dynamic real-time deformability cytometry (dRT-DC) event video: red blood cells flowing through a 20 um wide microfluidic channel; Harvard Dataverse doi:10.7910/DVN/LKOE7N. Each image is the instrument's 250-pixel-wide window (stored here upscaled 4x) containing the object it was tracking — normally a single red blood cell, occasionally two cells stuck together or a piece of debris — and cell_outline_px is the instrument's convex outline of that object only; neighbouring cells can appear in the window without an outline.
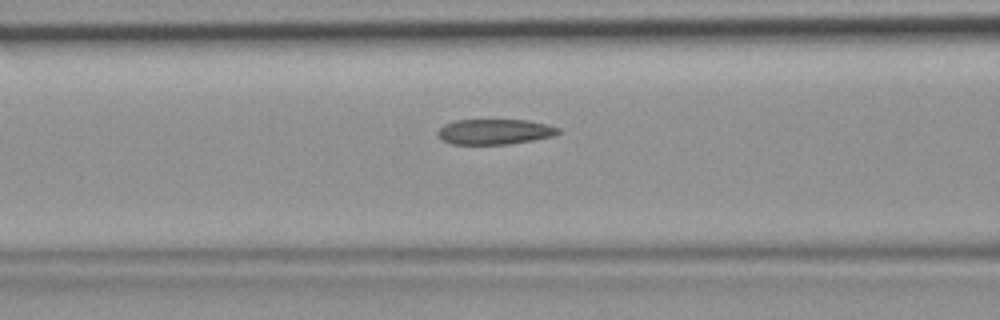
{"species": "common noctule bat (a hibernating species)", "species_latin": "Nyctalus noctula", "temperature_condition": "room temperature", "stored_images_in_passage": 35, "camera_frame_rate_fps": 3000, "um_per_image_px": 0.085, "animal": {"sex": "female", "body_mass_g": 19.9}, "frame": {"image": 1, "passage_image": 6, "time_ms": 1.667, "image_size_px": [1000, 320], "cell_outline_px": [[560, 132], [552, 136], [532, 140], [508, 144], [452, 144], [444, 140], [436, 132], [444, 124], [456, 120], [528, 120], [560, 128]], "centroid_in_image_um": [42.04, 11.19], "position_along_channel_um": 124.6, "area_um2": 17.57}}
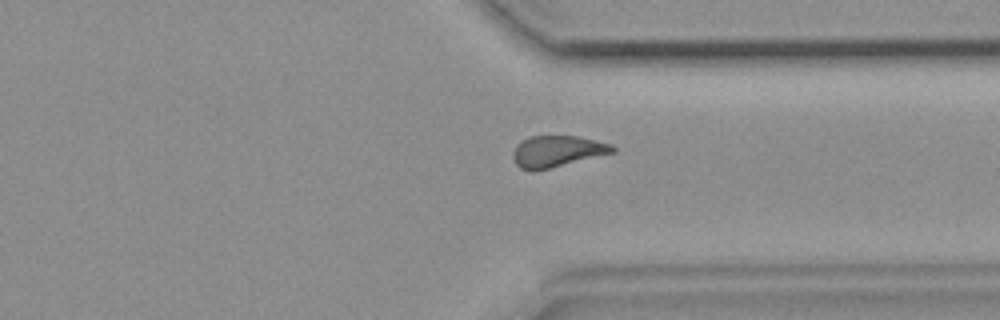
{"frame": {"image": 2, "passage_image": 23, "time_ms": 7.333, "image_size_px": [1000, 320], "cell_outline_px": [[616, 152], [536, 172], [532, 172], [520, 168], [516, 164], [512, 156], [512, 152], [516, 144], [520, 140], [528, 136], [576, 136], [612, 144], [616, 148]], "centroid_in_image_um": [47.32, 12.88], "position_along_channel_um": 364.1, "area_um2": 18.61}}
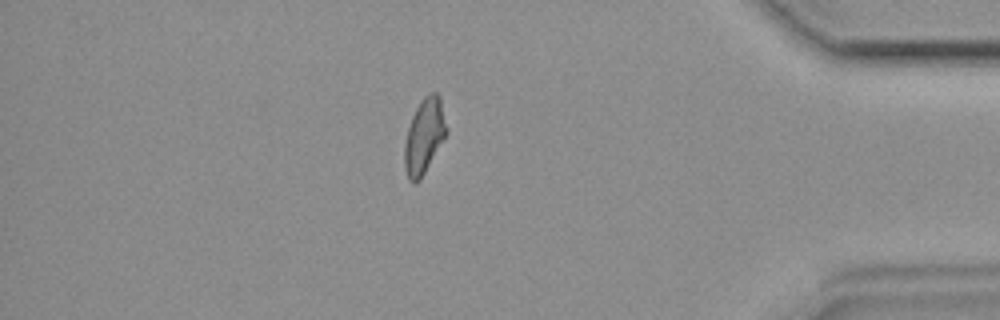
{"frame": {"image": 3, "passage_image": 28, "time_ms": 9.0, "image_size_px": [1000, 320], "cell_outline_px": [[448, 132], [420, 180], [416, 184], [412, 184], [408, 180], [404, 168], [404, 144], [408, 128], [412, 116], [420, 100], [424, 96], [432, 92], [436, 92], [440, 96], [448, 128]], "centroid_in_image_um": [36.06, 11.58], "position_along_channel_um": 399.1, "area_um2": 18.61}}